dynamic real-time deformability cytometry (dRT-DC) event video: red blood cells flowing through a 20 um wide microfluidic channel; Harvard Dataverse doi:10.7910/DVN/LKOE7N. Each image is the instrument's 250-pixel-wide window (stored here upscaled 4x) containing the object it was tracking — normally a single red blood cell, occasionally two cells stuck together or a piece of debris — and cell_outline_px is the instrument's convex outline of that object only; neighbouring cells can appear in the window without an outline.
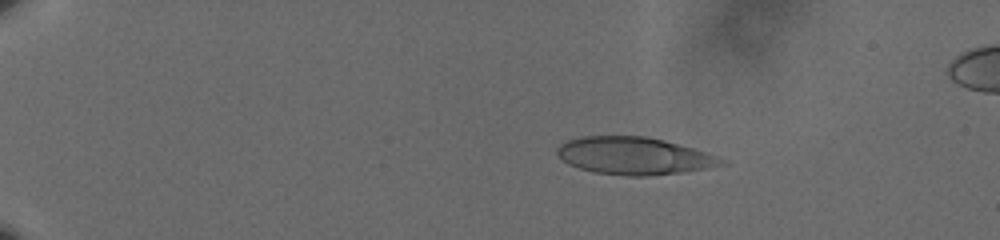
{"species": "human", "species_latin": "Homo sapiens", "temperature_condition": "cold", "stored_images_in_passage": 58, "camera_frame_rate_fps": 3000, "um_per_image_px": 0.085, "donor": {"sex": "male"}, "frame": {"image": 1, "passage_image": 11, "time_ms": 3.333, "image_size_px": [1000, 240], "cell_outline_px": [[728, 164], [680, 172], [648, 176], [628, 176], [592, 172], [568, 164], [556, 152], [556, 148], [560, 144], [568, 140], [584, 136], [644, 136], [664, 140], [692, 148], [728, 160]], "centroid_in_image_um": [53.88, 13.25], "position_along_channel_um": 31.1, "area_um2": 35.55}}
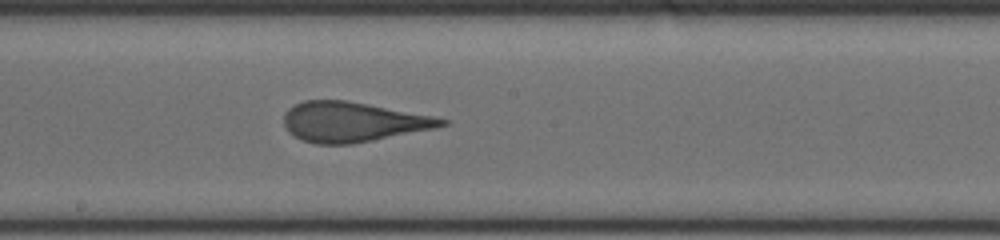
{"frame": {"image": 2, "passage_image": 35, "time_ms": 11.333, "image_size_px": [1000, 240], "cell_outline_px": [[448, 124], [432, 128], [352, 144], [316, 144], [304, 140], [288, 132], [284, 124], [284, 116], [288, 108], [304, 100], [348, 100], [432, 116], [448, 120]], "centroid_in_image_um": [29.93, 10.35], "position_along_channel_um": 218.3, "area_um2": 36.13}}
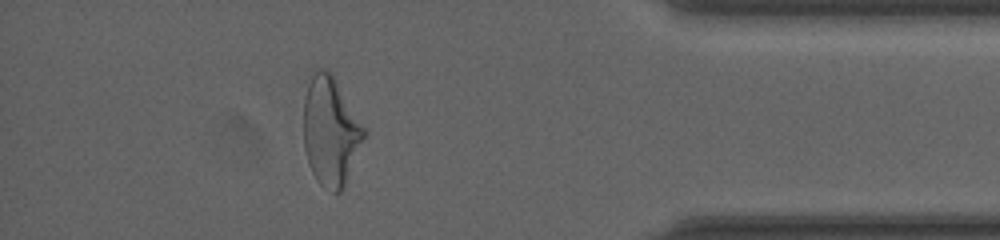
{"frame": {"image": 3, "passage_image": 53, "time_ms": 17.333, "image_size_px": [1000, 240], "cell_outline_px": [[368, 132], [344, 184], [340, 192], [332, 192], [320, 184], [316, 180], [308, 164], [304, 148], [304, 100], [312, 68], [320, 68], [332, 72], [368, 128]], "centroid_in_image_um": [28.13, 11.08], "position_along_channel_um": 407.1, "area_um2": 39.07}, "authors_computed_cell_mechanics": {"area_um2": 36.703, "velocity_mm_per_s": 3.6077, "shape_relaxation_time_tau1_ms": 9.0507, "shape_relaxation_time_tau2_ms": 1.0213, "deformation_change_tau1": 0.2277, "deformation_change_tau2": 0.0852}}